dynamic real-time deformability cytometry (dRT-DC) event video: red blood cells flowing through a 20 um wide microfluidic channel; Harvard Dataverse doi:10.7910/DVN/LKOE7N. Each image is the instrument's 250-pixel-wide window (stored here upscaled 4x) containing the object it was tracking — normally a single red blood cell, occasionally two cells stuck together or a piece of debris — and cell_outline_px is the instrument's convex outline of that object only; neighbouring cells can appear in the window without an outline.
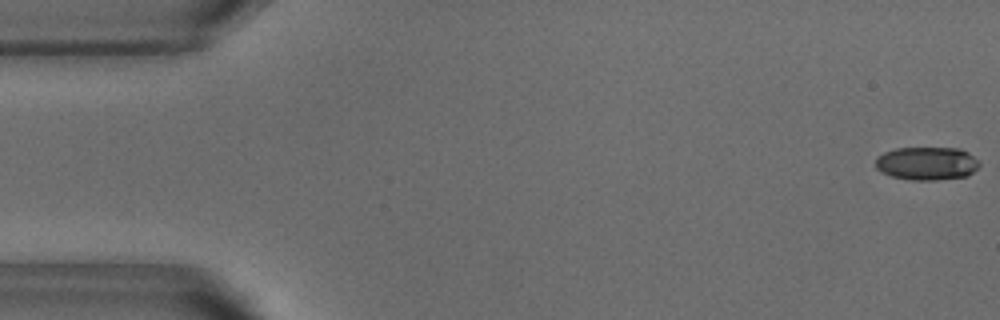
{"species": "common noctule bat (a hibernating species)", "species_latin": "Nyctalus noctula", "temperature_condition": "warm", "stored_images_in_passage": 52, "camera_frame_rate_fps": 3000, "um_per_image_px": 0.085, "animal": {"sex": "male", "body_mass_g": 18.8}, "frame": {"image": 1, "passage_image": 1, "time_ms": 0.0, "image_size_px": [1000, 320], "cell_outline_px": [[980, 164], [968, 176], [936, 180], [912, 180], [892, 176], [876, 168], [876, 156], [884, 152], [896, 148], [960, 148], [968, 152]], "centroid_in_image_um": [78.77, 13.88], "position_along_channel_um": 6.2, "area_um2": 20.0}}
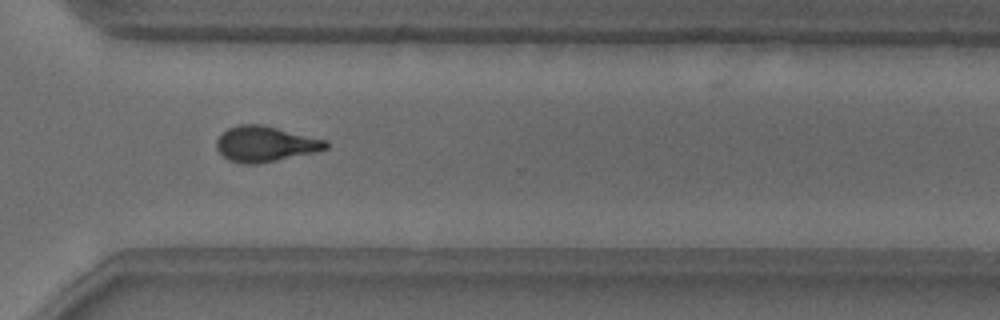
{"frame": {"image": 2, "passage_image": 38, "time_ms": 12.333, "image_size_px": [1000, 320], "cell_outline_px": [[328, 148], [316, 152], [256, 164], [244, 164], [228, 160], [216, 148], [216, 140], [228, 128], [240, 124], [260, 124], [328, 140]], "centroid_in_image_um": [22.55, 12.24], "position_along_channel_um": 348.0, "area_um2": 22.48}}
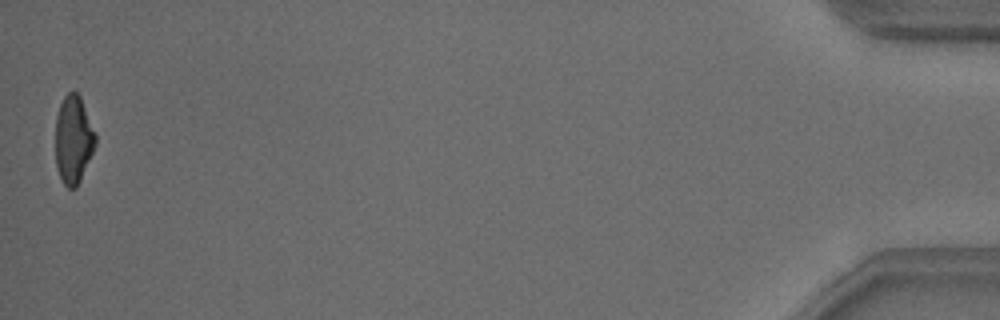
{"frame": {"image": 3, "passage_image": 52, "time_ms": 17.0, "image_size_px": [1000, 320], "cell_outline_px": [[96, 144], [80, 180], [76, 188], [68, 188], [64, 184], [60, 176], [56, 164], [56, 116], [60, 104], [64, 96], [68, 92], [76, 92], [80, 96], [96, 136]], "centroid_in_image_um": [6.23, 11.86], "position_along_channel_um": 429.0, "area_um2": 20.17}, "authors_computed_cell_mechanics": {"area_um2": 21.964, "velocity_mm_per_s": 3.8401, "shape_relaxation_time_tau1_ms": 6.1165, "shape_relaxation_time_tau2_ms": 2.3275, "deformation_change_tau1": 0.1823, "deformation_change_tau2": 0.1049}}